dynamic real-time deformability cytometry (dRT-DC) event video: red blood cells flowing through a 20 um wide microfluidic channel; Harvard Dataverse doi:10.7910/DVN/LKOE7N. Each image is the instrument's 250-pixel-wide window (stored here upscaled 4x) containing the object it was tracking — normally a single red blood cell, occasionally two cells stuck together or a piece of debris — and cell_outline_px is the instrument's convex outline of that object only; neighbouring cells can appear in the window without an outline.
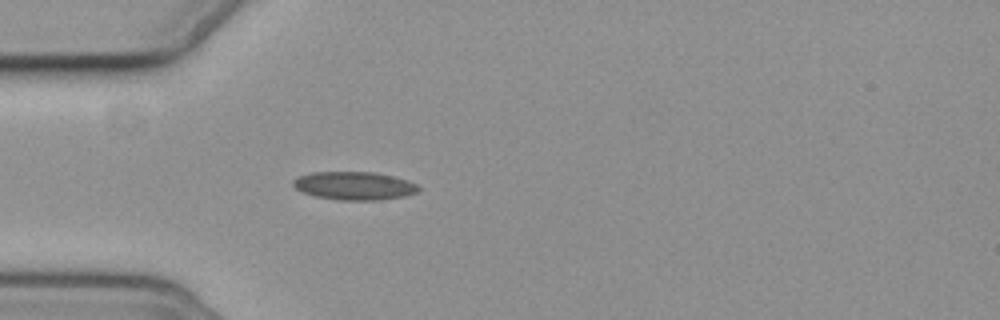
{"species": "common noctule bat (a hibernating species)", "species_latin": "Nyctalus noctula", "temperature_condition": "cold", "stored_images_in_passage": 3, "camera_frame_rate_fps": 3000, "um_per_image_px": 0.085, "animal": {"sex": "female", "body_mass_g": 19.3, "forearm_length_mm": 54.1}, "frame": {"image": 1, "passage_image": 3, "time_ms": 3.667, "image_size_px": [1000, 320], "cell_outline_px": [[420, 188], [416, 192], [404, 196], [380, 200], [336, 200], [316, 196], [304, 192], [296, 188], [292, 184], [292, 180], [300, 176], [312, 172], [376, 172], [396, 176], [408, 180], [416, 184]], "centroid_in_image_um": [30.14, 15.78], "position_along_channel_um": 54.9, "area_um2": 20.63}}